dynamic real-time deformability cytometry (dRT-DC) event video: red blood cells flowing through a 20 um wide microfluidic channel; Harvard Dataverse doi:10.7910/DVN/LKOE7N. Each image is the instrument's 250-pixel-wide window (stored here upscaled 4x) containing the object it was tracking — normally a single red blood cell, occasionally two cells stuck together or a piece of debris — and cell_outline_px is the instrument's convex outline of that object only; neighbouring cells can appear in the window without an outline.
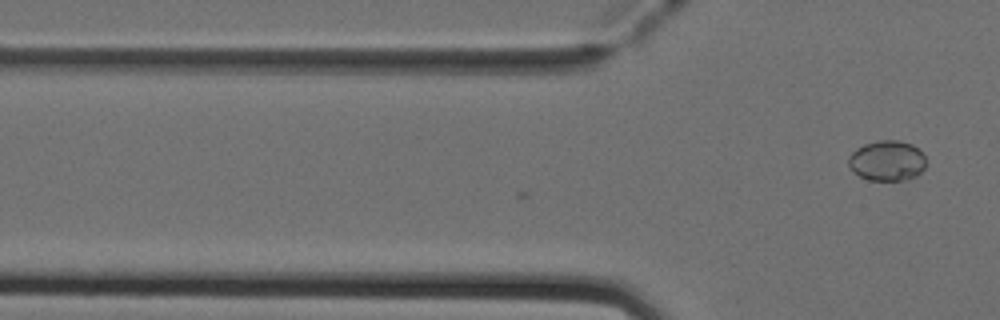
{"species": "Egyptian fruit bat (a non-hibernating species)", "species_latin": "Rousettus aegyptiacus", "temperature_condition": "cold", "stored_images_in_passage": 3, "camera_frame_rate_fps": 3000, "um_per_image_px": 0.085, "animal": {"sex": "female"}, "frame": {"image": 1, "passage_image": 3, "time_ms": 0.667, "image_size_px": [1000, 320], "cell_outline_px": [[924, 168], [916, 176], [908, 180], [868, 180], [860, 176], [848, 164], [848, 156], [856, 148], [864, 144], [880, 140], [900, 140], [912, 144], [924, 152]], "centroid_in_image_um": [75.41, 13.65], "position_along_channel_um": 50.4, "area_um2": 18.26}}